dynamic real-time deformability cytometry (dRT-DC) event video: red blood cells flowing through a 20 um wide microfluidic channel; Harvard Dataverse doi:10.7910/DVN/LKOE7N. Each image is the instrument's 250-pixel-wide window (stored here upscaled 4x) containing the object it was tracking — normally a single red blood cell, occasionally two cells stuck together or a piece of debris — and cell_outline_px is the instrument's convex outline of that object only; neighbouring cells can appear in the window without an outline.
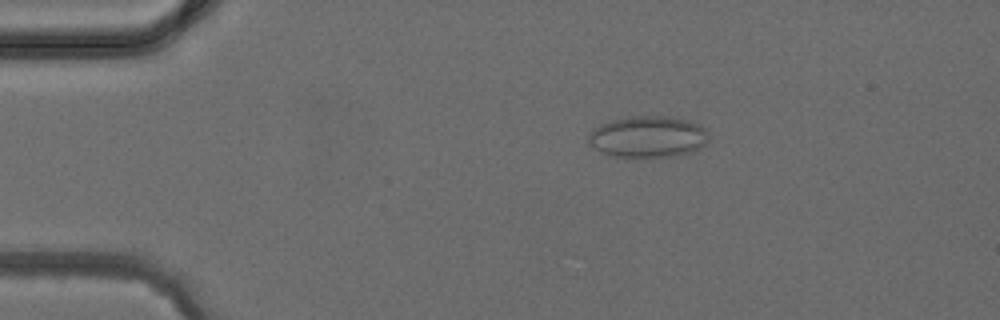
{"species": "common noctule bat (a hibernating species)", "species_latin": "Nyctalus noctula", "temperature_condition": "cold", "stored_images_in_passage": 3, "camera_frame_rate_fps": 3000, "um_per_image_px": 0.085, "animal": {"sex": "female", "body_mass_g": 24.6, "forearm_length_mm": 56.2}, "frame": {"image": 1, "passage_image": 2, "time_ms": 1.0, "image_size_px": [1000, 320], "cell_outline_px": [[708, 140], [704, 144], [688, 152], [676, 156], [616, 156], [604, 152], [588, 144], [588, 132], [592, 128], [600, 124], [612, 120], [632, 116], [664, 116], [684, 120], [700, 124], [708, 132]], "centroid_in_image_um": [55.04, 11.6], "position_along_channel_um": 30.0, "area_um2": 28.61}}